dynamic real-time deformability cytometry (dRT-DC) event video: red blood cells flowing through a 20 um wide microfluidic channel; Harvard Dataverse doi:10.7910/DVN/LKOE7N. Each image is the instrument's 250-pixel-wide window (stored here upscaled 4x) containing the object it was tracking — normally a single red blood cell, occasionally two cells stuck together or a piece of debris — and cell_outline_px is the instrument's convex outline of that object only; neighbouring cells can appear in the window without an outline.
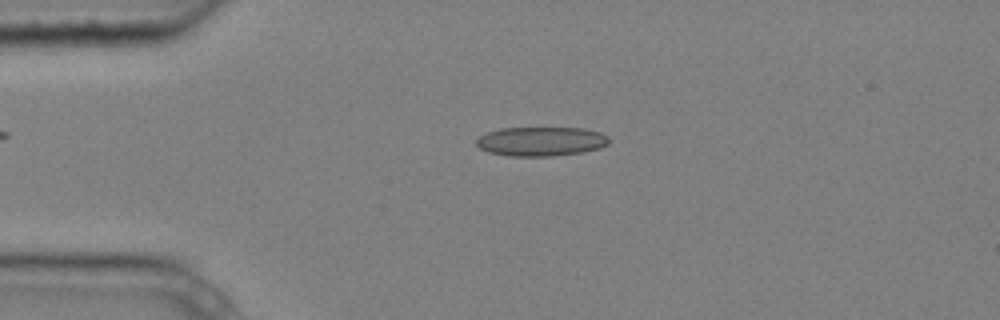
{"species": "common noctule bat (a hibernating species)", "species_latin": "Nyctalus noctula", "temperature_condition": "cold", "stored_images_in_passage": 3, "camera_frame_rate_fps": 3000, "um_per_image_px": 0.085, "animal": {"sex": "male", "body_mass_g": 20.4}, "frame": {"image": 1, "passage_image": 2, "time_ms": 0.333, "image_size_px": [1000, 320], "cell_outline_px": [[608, 144], [600, 148], [584, 152], [552, 156], [508, 156], [488, 152], [480, 148], [476, 144], [476, 140], [480, 136], [488, 132], [500, 128], [584, 128], [600, 132], [608, 136]], "centroid_in_image_um": [46.0, 12.02], "position_along_channel_um": 39.0, "area_um2": 22.66}}